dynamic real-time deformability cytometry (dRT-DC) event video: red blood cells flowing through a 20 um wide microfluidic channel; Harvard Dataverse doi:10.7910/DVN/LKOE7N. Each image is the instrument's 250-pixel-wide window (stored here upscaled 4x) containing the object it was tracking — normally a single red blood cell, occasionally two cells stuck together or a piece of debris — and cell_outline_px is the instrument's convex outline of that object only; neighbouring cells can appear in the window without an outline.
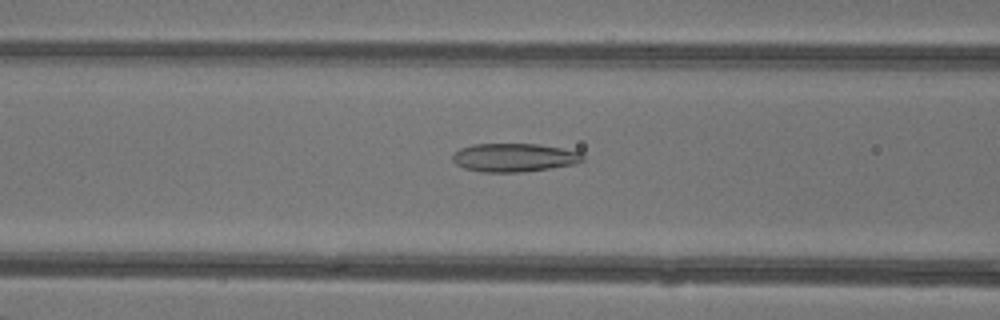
{"species": "common noctule bat (a hibernating species)", "species_latin": "Nyctalus noctula", "temperature_condition": "warm", "stored_images_in_passage": 42, "camera_frame_rate_fps": 3000, "um_per_image_px": 0.085, "animal": {"sex": "female"}, "frame": {"image": 1, "passage_image": 14, "time_ms": 4.333, "image_size_px": [1000, 320], "cell_outline_px": [[584, 160], [576, 164], [520, 172], [484, 172], [464, 168], [456, 164], [452, 160], [452, 152], [460, 148], [472, 144], [540, 144], [580, 152], [584, 156]], "centroid_in_image_um": [43.67, 13.38], "position_along_channel_um": 122.9, "area_um2": 21.62}}
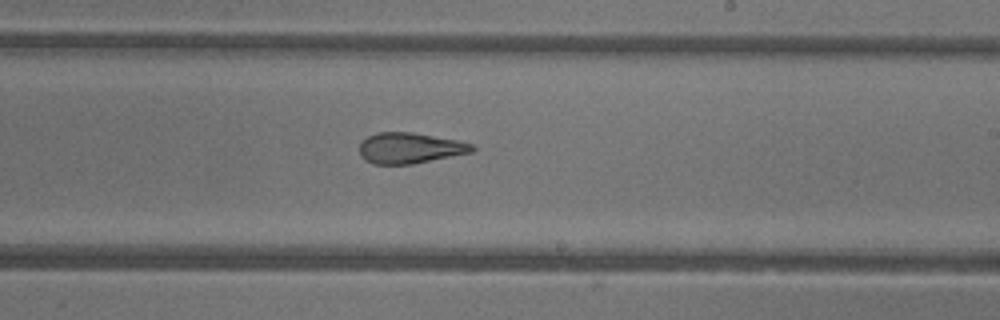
{"frame": {"image": 2, "passage_image": 23, "time_ms": 7.333, "image_size_px": [1000, 320], "cell_outline_px": [[476, 148], [472, 152], [412, 164], [372, 164], [364, 160], [360, 156], [360, 144], [368, 136], [376, 132], [412, 132], [460, 140], [472, 144]], "centroid_in_image_um": [34.84, 12.58], "position_along_channel_um": 254.2, "area_um2": 20.29}}
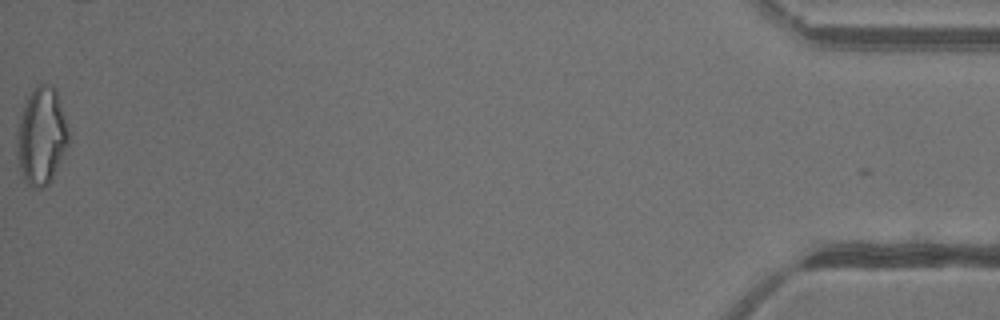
{"frame": {"image": 3, "passage_image": 42, "time_ms": 13.667, "image_size_px": [1000, 320], "cell_outline_px": [[68, 144], [52, 180], [44, 188], [36, 188], [28, 184], [24, 180], [20, 168], [16, 152], [16, 148], [20, 116], [24, 104], [28, 96], [40, 84], [44, 84], [56, 88], [60, 100], [68, 128]], "centroid_in_image_um": [3.53, 11.59], "position_along_channel_um": 431.7, "area_um2": 29.02}, "authors_computed_cell_mechanics": {"area_um2": 22.3397, "velocity_mm_per_s": 4.3758, "shape_relaxation_time_tau1_ms": null, "shape_relaxation_time_tau2_ms": 1.6309, "deformation_change_tau1": null, "deformation_change_tau2": 0.1117}}